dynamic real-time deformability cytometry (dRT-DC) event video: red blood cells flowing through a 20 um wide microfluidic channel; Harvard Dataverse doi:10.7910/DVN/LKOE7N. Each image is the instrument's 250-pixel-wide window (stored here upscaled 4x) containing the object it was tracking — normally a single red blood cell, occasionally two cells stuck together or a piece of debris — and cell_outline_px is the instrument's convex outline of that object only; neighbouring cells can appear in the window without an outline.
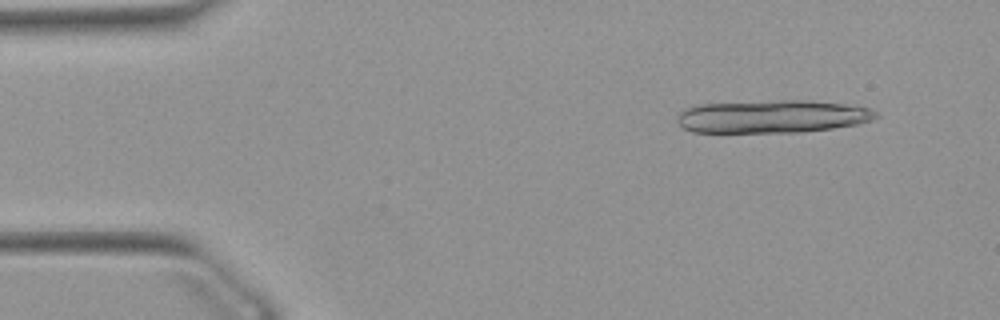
{"species": "Egyptian fruit bat (a non-hibernating species)", "species_latin": "Rousettus aegyptiacus", "temperature_condition": "warm", "stored_images_in_passage": 12, "camera_frame_rate_fps": 3000, "um_per_image_px": 0.085, "animal": {"sex": "female"}, "frame": {"image": 1, "passage_image": 4, "time_ms": 1.0, "image_size_px": [1000, 320], "cell_outline_px": [[880, 116], [872, 120], [860, 124], [832, 128], [800, 132], [692, 132], [684, 128], [676, 120], [676, 116], [684, 108], [700, 104], [780, 100], [804, 100], [844, 104], [868, 108], [880, 112]], "centroid_in_image_um": [65.66, 9.9], "position_along_channel_um": 19.3, "area_um2": 38.21}}